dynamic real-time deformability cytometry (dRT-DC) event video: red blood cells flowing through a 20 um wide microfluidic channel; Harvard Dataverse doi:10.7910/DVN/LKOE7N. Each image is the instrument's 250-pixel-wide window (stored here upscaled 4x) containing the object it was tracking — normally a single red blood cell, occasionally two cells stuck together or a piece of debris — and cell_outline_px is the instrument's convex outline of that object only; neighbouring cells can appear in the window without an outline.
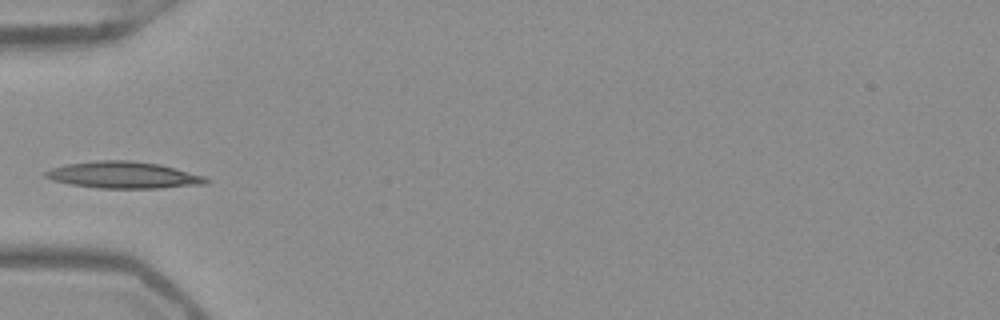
{"species": "Egyptian fruit bat (a non-hibernating species)", "species_latin": "Rousettus aegyptiacus", "temperature_condition": "warm", "stored_images_in_passage": 35, "camera_frame_rate_fps": 3000, "um_per_image_px": 0.085, "frame": {"image": 1, "passage_image": 1, "time_ms": 0.0, "image_size_px": [1000, 320], "cell_outline_px": [[212, 180], [208, 184], [160, 188], [100, 188], [68, 184], [52, 180], [44, 176], [44, 172], [52, 168], [68, 164], [96, 160], [132, 160], [160, 164], [204, 176]], "centroid_in_image_um": [10.52, 14.88], "position_along_channel_um": 74.5, "area_um2": 25.09}}
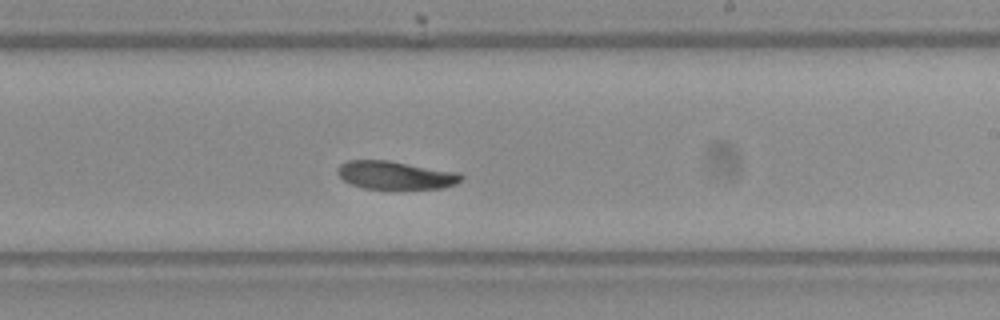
{"frame": {"image": 2, "passage_image": 15, "time_ms": 4.667, "image_size_px": [1000, 320], "cell_outline_px": [[464, 176], [456, 184], [444, 188], [364, 188], [348, 184], [336, 172], [336, 168], [340, 164], [348, 160], [388, 160], [460, 172]], "centroid_in_image_um": [33.6, 14.88], "position_along_channel_um": 255.4, "area_um2": 20.35}}
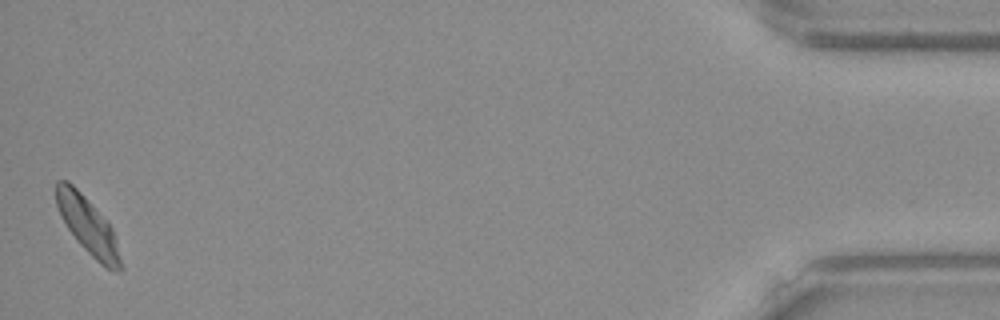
{"frame": {"image": 3, "passage_image": 35, "time_ms": 11.333, "image_size_px": [1000, 320], "cell_outline_px": [[124, 268], [120, 272], [108, 268], [100, 264], [76, 240], [68, 228], [56, 204], [56, 180], [68, 180], [84, 196], [112, 228], [116, 240]], "centroid_in_image_um": [7.49, 19.21], "position_along_channel_um": 427.7, "area_um2": 20.87}}